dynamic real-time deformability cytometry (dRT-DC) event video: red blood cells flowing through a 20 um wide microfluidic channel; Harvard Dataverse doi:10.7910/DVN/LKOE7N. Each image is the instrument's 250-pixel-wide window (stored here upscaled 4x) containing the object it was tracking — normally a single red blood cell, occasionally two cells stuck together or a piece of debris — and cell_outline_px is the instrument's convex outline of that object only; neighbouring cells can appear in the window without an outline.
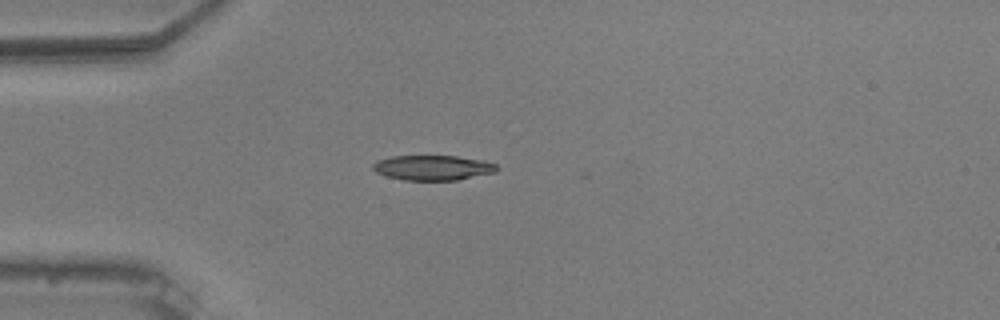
{"species": "common noctule bat (a hibernating species)", "species_latin": "Nyctalus noctula", "temperature_condition": "warm", "stored_images_in_passage": 4, "camera_frame_rate_fps": 3000, "um_per_image_px": 0.085, "animal": {"sex": "male", "body_mass_g": 20.5, "forearm_length_mm": 52.5}, "frame": {"image": 1, "passage_image": 2, "time_ms": 0.333, "image_size_px": [1000, 320], "cell_outline_px": [[500, 168], [496, 172], [456, 180], [404, 180], [388, 176], [376, 172], [372, 168], [372, 164], [376, 160], [392, 156], [456, 156], [484, 160], [496, 164]], "centroid_in_image_um": [36.81, 14.25], "position_along_channel_um": 48.2, "area_um2": 18.09}}